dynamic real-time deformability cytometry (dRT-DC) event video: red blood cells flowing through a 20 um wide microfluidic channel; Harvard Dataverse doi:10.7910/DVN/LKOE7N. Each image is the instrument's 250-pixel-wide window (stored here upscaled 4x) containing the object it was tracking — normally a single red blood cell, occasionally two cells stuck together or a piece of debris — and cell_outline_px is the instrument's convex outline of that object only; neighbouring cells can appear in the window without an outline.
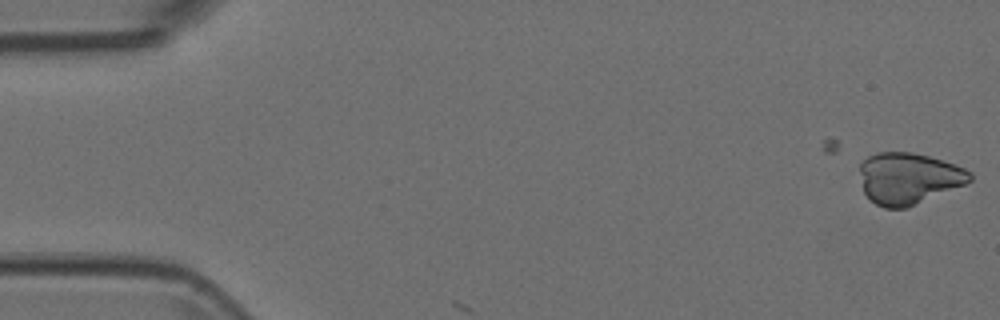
{"species": "Egyptian fruit bat (a non-hibernating species)", "species_latin": "Rousettus aegyptiacus", "temperature_condition": "room temperature", "stored_images_in_passage": 4, "camera_frame_rate_fps": 3000, "um_per_image_px": 0.085, "animal": {"sex": "female"}, "frame": {"image": 1, "passage_image": 4, "time_ms": 1.0, "image_size_px": [1000, 320], "cell_outline_px": [[972, 180], [964, 184], [908, 208], [884, 208], [868, 200], [864, 192], [860, 172], [860, 164], [868, 156], [876, 152], [912, 152], [928, 156], [956, 164], [972, 172]], "centroid_in_image_um": [77.22, 15.16], "position_along_channel_um": 7.8, "area_um2": 33.12}}